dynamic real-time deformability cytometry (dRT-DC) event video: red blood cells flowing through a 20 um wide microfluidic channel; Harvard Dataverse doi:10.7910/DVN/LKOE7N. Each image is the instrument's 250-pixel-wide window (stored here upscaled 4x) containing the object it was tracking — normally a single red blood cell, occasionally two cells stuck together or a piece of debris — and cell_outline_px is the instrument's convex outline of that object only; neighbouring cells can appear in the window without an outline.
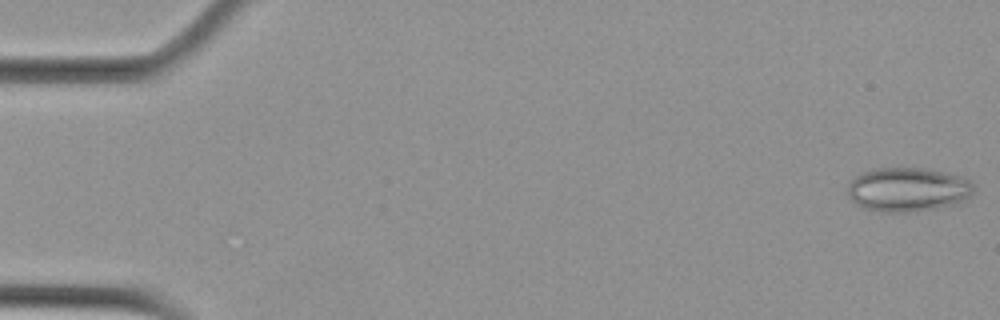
{"species": "Egyptian fruit bat (a non-hibernating species)", "species_latin": "Rousettus aegyptiacus", "temperature_condition": "cold", "stored_images_in_passage": 55, "camera_frame_rate_fps": 3000, "um_per_image_px": 0.085, "animal": {"sex": "female"}, "frame": {"image": 1, "passage_image": 1, "time_ms": 0.0, "image_size_px": [1000, 320], "cell_outline_px": [[972, 192], [968, 196], [956, 204], [936, 208], [904, 212], [884, 212], [864, 208], [852, 200], [848, 196], [848, 184], [856, 176], [864, 172], [876, 168], [920, 168], [960, 176], [968, 180], [972, 184]], "centroid_in_image_um": [77.12, 16.11], "position_along_channel_um": 7.9, "area_um2": 31.79}}
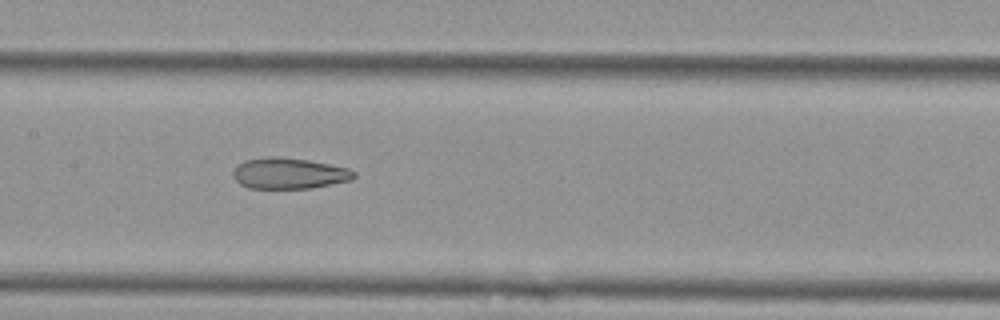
{"frame": {"image": 2, "passage_image": 27, "time_ms": 8.667, "image_size_px": [1000, 320], "cell_outline_px": [[356, 176], [352, 180], [312, 188], [248, 188], [240, 184], [232, 176], [232, 172], [236, 164], [244, 160], [268, 156], [276, 156], [308, 160], [348, 168], [356, 172]], "centroid_in_image_um": [24.54, 14.73], "position_along_channel_um": 182.9, "area_um2": 22.02}}
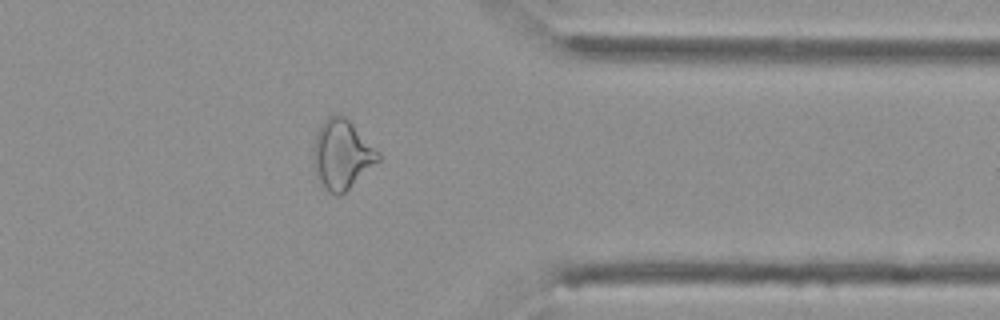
{"frame": {"image": 3, "passage_image": 44, "time_ms": 14.333, "image_size_px": [1000, 320], "cell_outline_px": [[380, 160], [340, 196], [336, 196], [328, 192], [324, 188], [316, 176], [312, 156], [312, 152], [316, 132], [320, 124], [328, 116], [344, 116], [380, 152]], "centroid_in_image_um": [29.03, 13.15], "position_along_channel_um": 382.4, "area_um2": 26.13}, "authors_computed_cell_mechanics": {"area_um2": 27.2816, "velocity_mm_per_s": 3.6996, "shape_relaxation_time_tau1_ms": null, "shape_relaxation_time_tau2_ms": 2.5452, "deformation_change_tau1": null, "deformation_change_tau2": 0.1113}}